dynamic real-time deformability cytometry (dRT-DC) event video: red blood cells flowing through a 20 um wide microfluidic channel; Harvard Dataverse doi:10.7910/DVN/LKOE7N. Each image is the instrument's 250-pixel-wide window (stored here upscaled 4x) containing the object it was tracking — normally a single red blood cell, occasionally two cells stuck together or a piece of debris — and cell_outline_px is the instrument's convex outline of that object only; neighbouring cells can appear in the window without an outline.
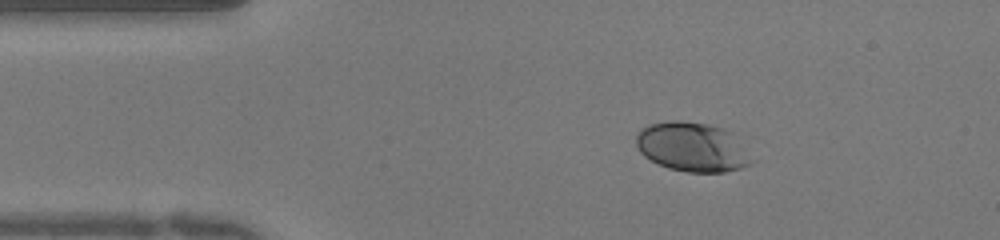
{"species": "human", "species_latin": "Homo sapiens", "temperature_condition": "warm", "stored_images_in_passage": 43, "camera_frame_rate_fps": 3000, "um_per_image_px": 0.085, "donor": {"sex": "female"}, "frame": {"image": 1, "passage_image": 1, "time_ms": 0.0, "image_size_px": [1000, 240], "cell_outline_px": [[756, 160], [752, 164], [740, 168], [724, 172], [688, 172], [668, 168], [644, 156], [640, 152], [636, 144], [636, 136], [648, 124], [668, 120], [680, 120], [708, 124], [732, 132]], "centroid_in_image_um": [58.89, 12.49], "position_along_channel_um": 26.1, "area_um2": 33.35}}
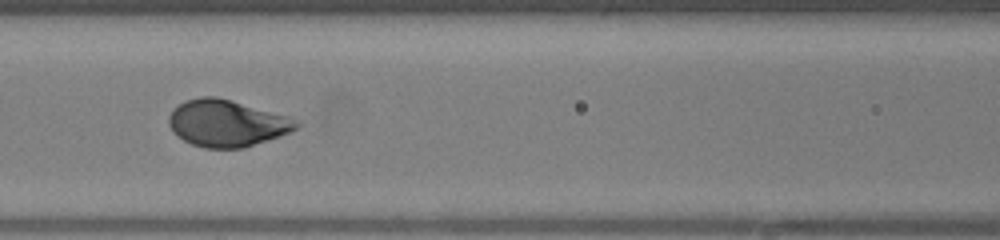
{"frame": {"image": 2, "passage_image": 14, "time_ms": 4.333, "image_size_px": [1000, 240], "cell_outline_px": [[300, 124], [296, 128], [280, 136], [244, 148], [204, 148], [192, 144], [184, 140], [168, 124], [168, 116], [172, 108], [184, 100], [200, 96], [216, 96], [232, 100], [288, 116], [296, 120]], "centroid_in_image_um": [19.25, 10.46], "position_along_channel_um": 147.3, "area_um2": 34.68}}
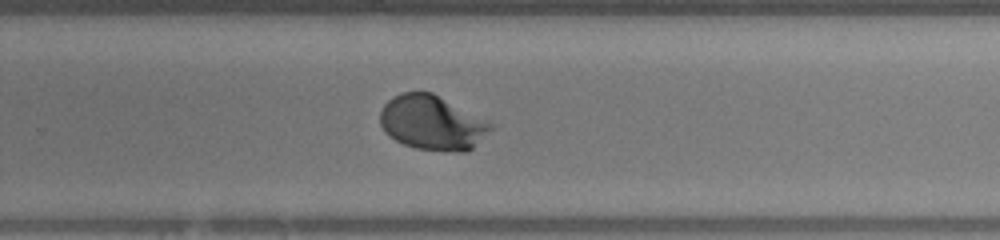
{"frame": {"image": 3, "passage_image": 25, "time_ms": 8.0, "image_size_px": [1000, 240], "cell_outline_px": [[496, 124], [468, 152], [452, 152], [416, 148], [404, 144], [396, 140], [380, 124], [380, 112], [384, 104], [388, 100], [400, 92], [432, 92]], "centroid_in_image_um": [36.76, 10.43], "position_along_channel_um": 293.0, "area_um2": 35.03}, "authors_computed_cell_mechanics": {"area_um2": 34.391, "velocity_mm_per_s": 3.9911, "shape_relaxation_time_tau1_ms": 2.874, "shape_relaxation_time_tau2_ms": null, "deformation_change_tau1": 0.1781, "deformation_change_tau2": null}}